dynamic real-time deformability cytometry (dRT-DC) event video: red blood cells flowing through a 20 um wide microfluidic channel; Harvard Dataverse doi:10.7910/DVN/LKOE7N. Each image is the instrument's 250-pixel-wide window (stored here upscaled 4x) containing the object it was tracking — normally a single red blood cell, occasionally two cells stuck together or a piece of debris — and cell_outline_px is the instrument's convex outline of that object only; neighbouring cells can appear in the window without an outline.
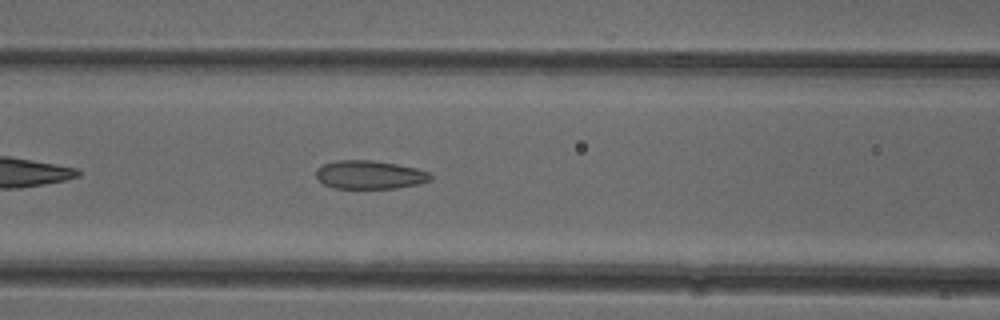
{"species": "common noctule bat (a hibernating species)", "species_latin": "Nyctalus noctula", "temperature_condition": "cold", "stored_images_in_passage": 29, "camera_frame_rate_fps": 3000, "um_per_image_px": 0.085, "animal": {"sex": "female"}, "frame": {"image": 1, "passage_image": 8, "time_ms": 2.333, "image_size_px": [1000, 320], "cell_outline_px": [[432, 176], [428, 180], [416, 184], [396, 188], [332, 188], [324, 184], [316, 176], [316, 168], [324, 164], [336, 160], [372, 160], [396, 164], [416, 168], [428, 172]], "centroid_in_image_um": [31.37, 14.85], "position_along_channel_um": 135.2, "area_um2": 18.79}}
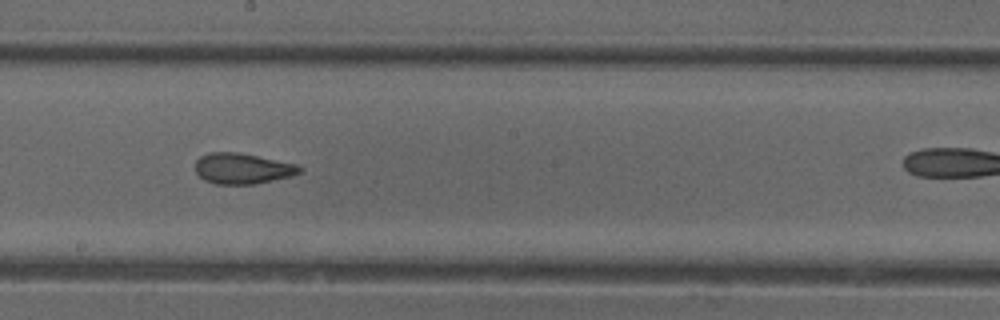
{"frame": {"image": 2, "passage_image": 15, "time_ms": 4.667, "image_size_px": [1000, 320], "cell_outline_px": [[304, 172], [292, 176], [256, 184], [216, 184], [204, 180], [196, 172], [196, 160], [200, 156], [208, 152], [236, 152], [296, 164], [304, 168]], "centroid_in_image_um": [20.63, 14.33], "position_along_channel_um": 227.6, "area_um2": 18.73}}
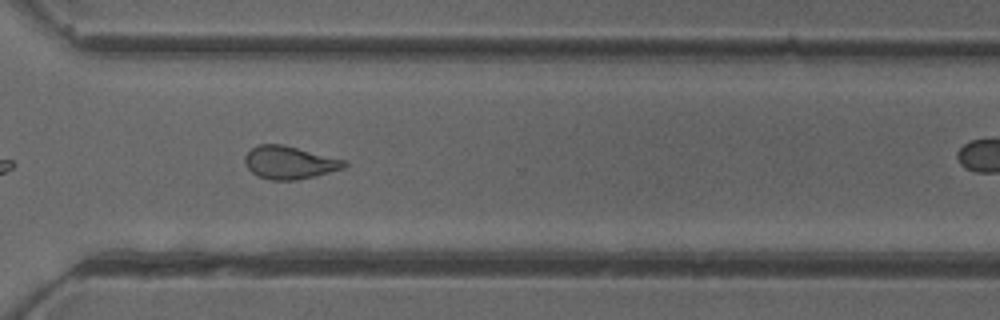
{"frame": {"image": 3, "passage_image": 24, "time_ms": 7.667, "image_size_px": [1000, 320], "cell_outline_px": [[348, 164], [344, 168], [296, 180], [272, 180], [260, 176], [252, 172], [244, 164], [244, 156], [252, 148], [260, 144], [284, 144], [344, 160]], "centroid_in_image_um": [24.57, 13.8], "position_along_channel_um": 346.0, "area_um2": 18.79}}